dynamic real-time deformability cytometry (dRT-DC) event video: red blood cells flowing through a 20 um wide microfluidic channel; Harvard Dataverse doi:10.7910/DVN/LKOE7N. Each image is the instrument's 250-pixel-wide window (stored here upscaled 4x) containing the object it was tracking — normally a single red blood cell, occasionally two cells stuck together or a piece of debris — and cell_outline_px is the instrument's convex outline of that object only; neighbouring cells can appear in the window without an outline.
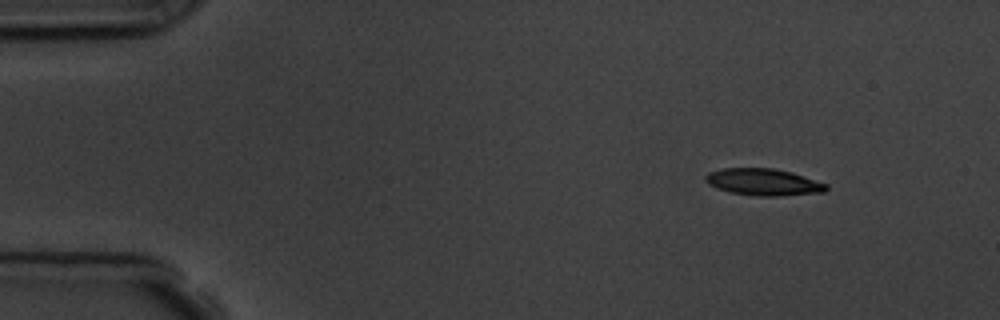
{"species": "common noctule bat (a hibernating species)", "species_latin": "Nyctalus noctula", "temperature_condition": "room temperature", "stored_images_in_passage": 9, "camera_frame_rate_fps": 3000, "um_per_image_px": 0.085, "animal": {"sex": "male", "body_mass_g": 19.5, "forearm_length_mm": 54.6}, "frame": {"image": 1, "passage_image": 1, "time_ms": 0.0, "image_size_px": [1000, 320], "cell_outline_px": [[828, 188], [824, 192], [780, 196], [756, 196], [732, 192], [716, 188], [708, 184], [704, 180], [704, 176], [708, 172], [724, 168], [772, 168], [792, 172], [828, 184]], "centroid_in_image_um": [64.88, 15.47], "position_along_channel_um": 20.1, "area_um2": 18.96}}
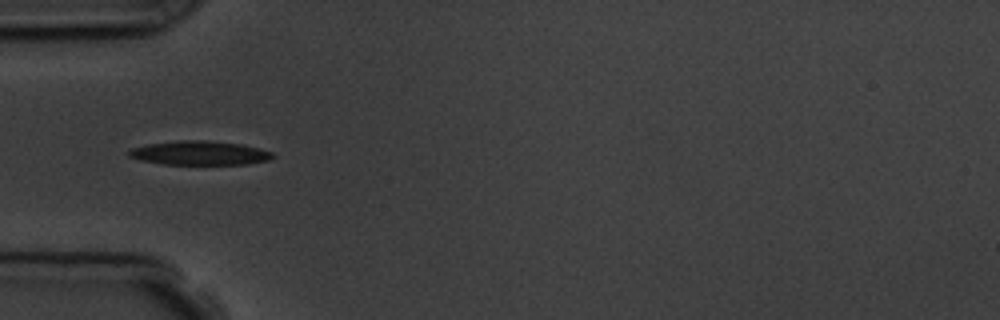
{"frame": {"image": 2, "passage_image": 4, "time_ms": 3.667, "image_size_px": [1000, 320], "cell_outline_px": [[276, 156], [268, 160], [248, 164], [164, 164], [140, 160], [128, 156], [128, 152], [132, 148], [148, 144], [180, 140], [204, 140], [244, 144], [272, 152]], "centroid_in_image_um": [16.99, 13.0], "position_along_channel_um": 68.0, "area_um2": 20.11}}
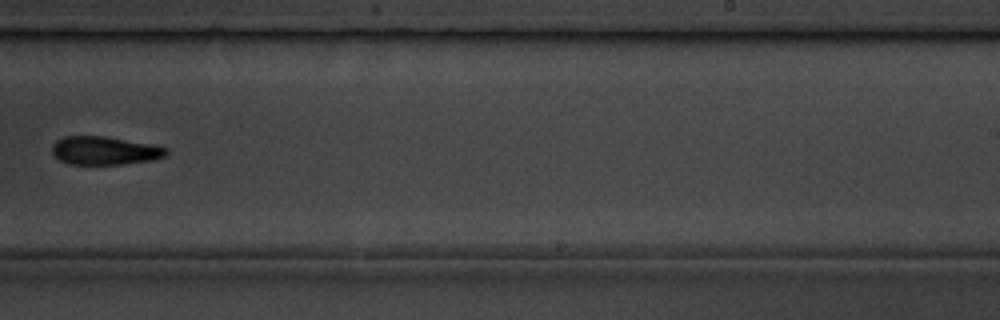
{"frame": {"image": 3, "passage_image": 9, "time_ms": 9.333, "image_size_px": [1000, 320], "cell_outline_px": [[168, 152], [164, 156], [152, 160], [124, 164], [68, 164], [60, 160], [52, 152], [52, 144], [56, 140], [64, 136], [104, 136], [156, 144], [168, 148]], "centroid_in_image_um": [8.92, 12.79], "position_along_channel_um": 280.1, "area_um2": 19.02}}